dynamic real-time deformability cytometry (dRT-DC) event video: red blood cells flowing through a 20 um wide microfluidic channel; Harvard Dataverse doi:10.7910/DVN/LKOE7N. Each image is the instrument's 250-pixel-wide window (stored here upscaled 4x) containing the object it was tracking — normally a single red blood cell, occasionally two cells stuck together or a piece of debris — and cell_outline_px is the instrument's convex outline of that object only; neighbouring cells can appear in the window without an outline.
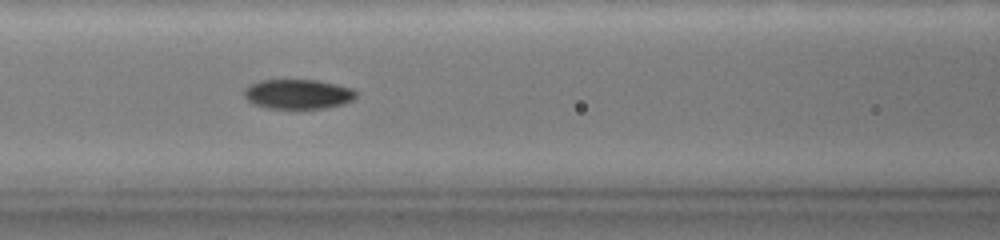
{"species": "common noctule bat (a hibernating species)", "species_latin": "Nyctalus noctula", "temperature_condition": "warm", "stored_images_in_passage": 18, "camera_frame_rate_fps": 3000, "um_per_image_px": 0.085, "animal": {"sex": "female", "body_mass_g": 19.0, "forearm_length_mm": 51.5}, "frame": {"image": 1, "passage_image": 16, "time_ms": 7.333, "image_size_px": [1000, 240], "cell_outline_px": [[356, 96], [352, 100], [340, 104], [324, 108], [268, 108], [252, 100], [244, 92], [252, 84], [264, 80], [316, 80], [348, 88], [356, 92]], "centroid_in_image_um": [25.39, 7.99], "position_along_channel_um": 141.2, "area_um2": 18.32}}